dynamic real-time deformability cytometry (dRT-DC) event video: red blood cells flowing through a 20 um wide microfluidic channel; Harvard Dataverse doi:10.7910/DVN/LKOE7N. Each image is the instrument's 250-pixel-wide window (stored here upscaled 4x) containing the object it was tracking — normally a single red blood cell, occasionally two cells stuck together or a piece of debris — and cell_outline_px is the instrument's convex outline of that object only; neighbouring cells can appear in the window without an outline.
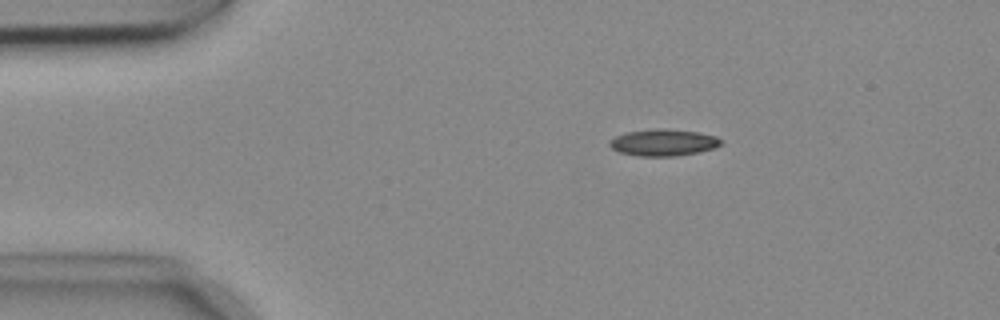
{"species": "common noctule bat (a hibernating species)", "species_latin": "Nyctalus noctula", "temperature_condition": "cold", "stored_images_in_passage": 45, "camera_frame_rate_fps": 3000, "um_per_image_px": 0.085, "animal": {"sex": "female", "body_mass_g": 18.4}, "frame": {"image": 1, "passage_image": 1, "time_ms": 0.0, "image_size_px": [1000, 320], "cell_outline_px": [[724, 140], [716, 148], [676, 156], [640, 156], [620, 152], [612, 148], [608, 144], [608, 140], [624, 132], [656, 128], [664, 128], [696, 132], [716, 136]], "centroid_in_image_um": [56.37, 12.1], "position_along_channel_um": 28.6, "area_um2": 17.4}}
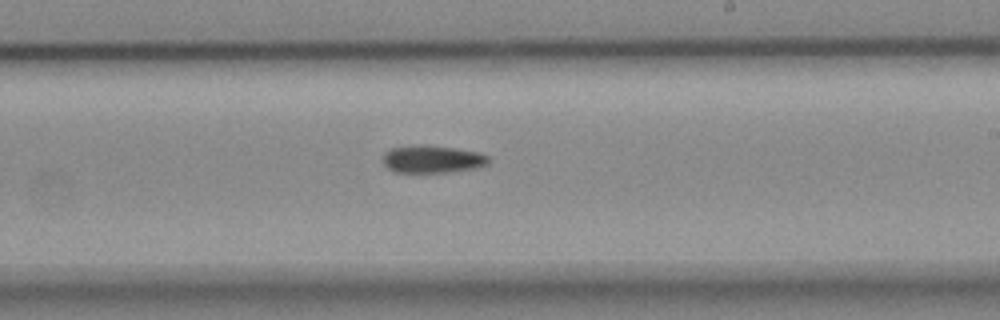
{"frame": {"image": 2, "passage_image": 23, "time_ms": 7.333, "image_size_px": [1000, 320], "cell_outline_px": [[488, 164], [480, 168], [448, 172], [392, 172], [384, 164], [384, 152], [392, 148], [416, 144], [424, 144], [456, 148], [480, 152], [488, 156]], "centroid_in_image_um": [36.77, 13.52], "position_along_channel_um": 252.2, "area_um2": 17.22}}
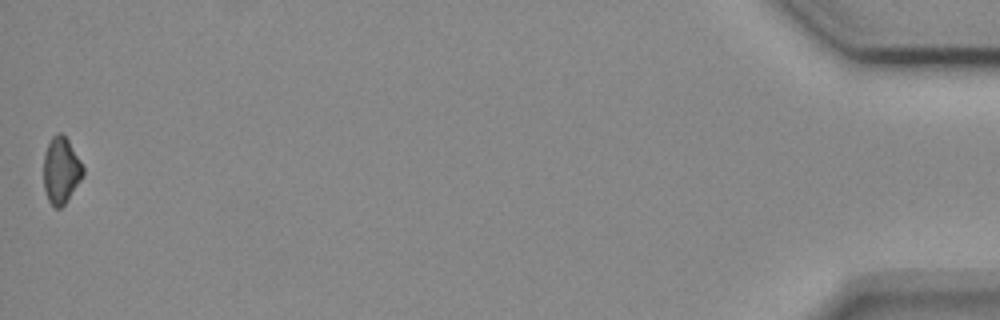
{"frame": {"image": 3, "passage_image": 45, "time_ms": 14.667, "image_size_px": [1000, 320], "cell_outline_px": [[84, 176], [64, 204], [60, 208], [56, 208], [48, 200], [44, 188], [44, 152], [52, 136], [56, 132], [60, 132], [68, 140], [80, 160], [84, 168]], "centroid_in_image_um": [5.19, 14.46], "position_along_channel_um": 430.0, "area_um2": 15.2}, "authors_computed_cell_mechanics": {"area_um2": 16.8776, "velocity_mm_per_s": 3.7434, "shape_relaxation_time_tau1_ms": 6.5313, "shape_relaxation_time_tau2_ms": null, "deformation_change_tau1": 0.1048, "deformation_change_tau2": null}}